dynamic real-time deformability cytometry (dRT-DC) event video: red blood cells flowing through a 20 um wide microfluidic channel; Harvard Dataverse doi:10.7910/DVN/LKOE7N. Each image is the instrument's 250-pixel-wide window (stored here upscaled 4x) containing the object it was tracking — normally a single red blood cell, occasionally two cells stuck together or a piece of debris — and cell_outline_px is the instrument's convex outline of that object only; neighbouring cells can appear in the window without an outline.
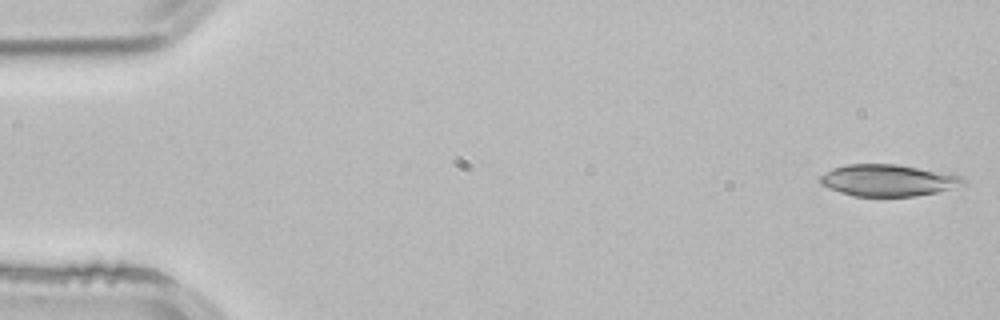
{"species": "common noctule bat (a hibernating species)", "species_latin": "Nyctalus noctula", "temperature_condition": "room temperature", "stored_images_in_passage": 3, "camera_frame_rate_fps": 3000, "um_per_image_px": 0.085, "animal": {"sex": "male", "body_mass_g": 21.5, "forearm_length_mm": 52.0}, "frame": {"image": 1, "passage_image": 1, "time_ms": 0.0, "image_size_px": [1000, 320], "cell_outline_px": [[968, 184], [936, 192], [916, 196], [852, 196], [828, 188], [820, 184], [820, 176], [832, 168], [848, 164], [896, 164], [952, 172], [968, 180]], "centroid_in_image_um": [75.56, 15.32], "position_along_channel_um": 9.4, "area_um2": 26.88}}
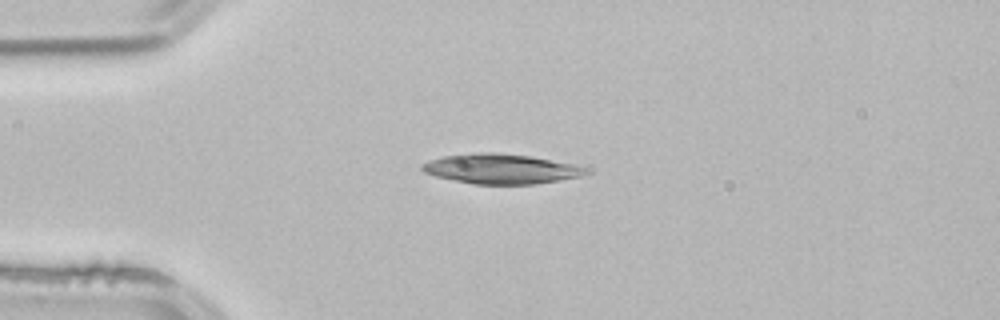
{"frame": {"image": 2, "passage_image": 3, "time_ms": 0.667, "image_size_px": [1000, 320], "cell_outline_px": [[592, 172], [580, 176], [560, 180], [536, 184], [472, 184], [452, 180], [436, 176], [424, 172], [420, 168], [420, 164], [428, 160], [444, 156], [480, 152], [492, 152], [532, 156], [580, 164], [588, 168]], "centroid_in_image_um": [42.64, 14.35], "position_along_channel_um": 42.4, "area_um2": 28.96}}